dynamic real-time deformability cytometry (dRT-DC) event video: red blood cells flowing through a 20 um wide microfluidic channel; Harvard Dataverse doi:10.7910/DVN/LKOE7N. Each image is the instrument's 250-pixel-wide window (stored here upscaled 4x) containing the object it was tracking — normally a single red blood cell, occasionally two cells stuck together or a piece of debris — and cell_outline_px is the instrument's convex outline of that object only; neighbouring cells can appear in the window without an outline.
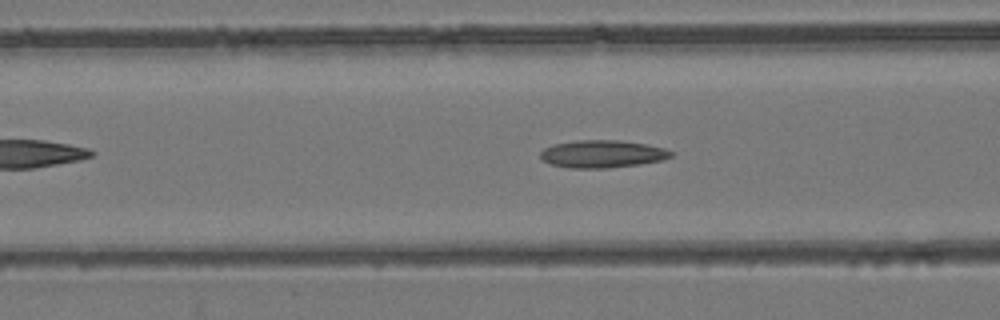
{"species": "common noctule bat (a hibernating species)", "species_latin": "Nyctalus noctula", "temperature_condition": "room temperature", "stored_images_in_passage": 45, "camera_frame_rate_fps": 3000, "um_per_image_px": 0.085, "animal": {"sex": "female", "body_mass_g": 24.6, "forearm_length_mm": 56.2}, "frame": {"image": 1, "passage_image": 12, "time_ms": 3.667, "image_size_px": [1000, 320], "cell_outline_px": [[676, 152], [672, 156], [664, 160], [640, 164], [608, 168], [568, 168], [548, 164], [540, 156], [540, 152], [544, 148], [552, 144], [576, 140], [620, 140], [644, 144], [664, 148]], "centroid_in_image_um": [51.19, 13.09], "position_along_channel_um": 115.4, "area_um2": 21.21}}
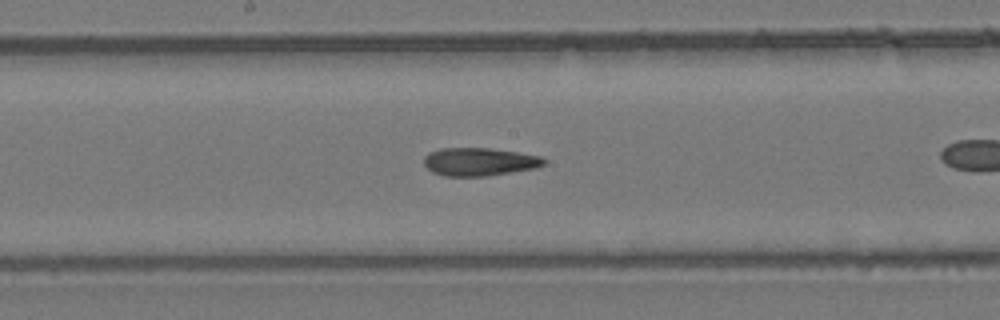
{"frame": {"image": 2, "passage_image": 19, "time_ms": 6.0, "image_size_px": [1000, 320], "cell_outline_px": [[548, 160], [544, 164], [536, 168], [488, 176], [444, 176], [432, 172], [424, 164], [424, 156], [428, 152], [440, 148], [488, 148], [516, 152], [540, 156]], "centroid_in_image_um": [40.73, 13.75], "position_along_channel_um": 207.5, "area_um2": 19.71}}
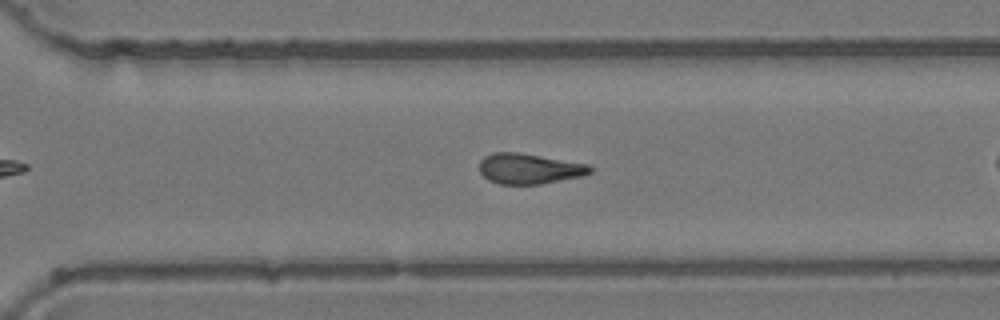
{"frame": {"image": 3, "passage_image": 28, "time_ms": 9.0, "image_size_px": [1000, 320], "cell_outline_px": [[592, 172], [584, 176], [540, 184], [500, 184], [488, 180], [480, 172], [480, 160], [484, 156], [492, 152], [520, 152], [588, 164], [592, 168]], "centroid_in_image_um": [44.98, 14.33], "position_along_channel_um": 325.6, "area_um2": 19.77}, "authors_computed_cell_mechanics": {"area_um2": 19.8832, "velocity_mm_per_s": 3.9548, "shape_relaxation_time_tau1_ms": null, "shape_relaxation_time_tau2_ms": 7.1232, "deformation_change_tau1": null, "deformation_change_tau2": 0.1815}}